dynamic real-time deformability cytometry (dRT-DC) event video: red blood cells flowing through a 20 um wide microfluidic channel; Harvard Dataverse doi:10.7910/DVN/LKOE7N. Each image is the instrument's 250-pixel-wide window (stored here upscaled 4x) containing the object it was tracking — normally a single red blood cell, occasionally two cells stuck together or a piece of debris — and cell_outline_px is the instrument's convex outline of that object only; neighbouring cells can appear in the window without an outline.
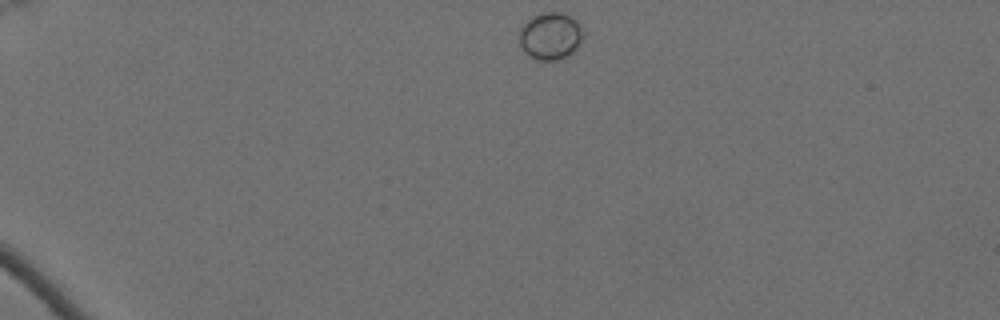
{"species": "Egyptian fruit bat (a non-hibernating species)", "species_latin": "Rousettus aegyptiacus", "temperature_condition": "cold", "stored_images_in_passage": 47, "camera_frame_rate_fps": 3000, "um_per_image_px": 0.085, "animal": {"sex": "female"}, "frame": {"image": 1, "passage_image": 1, "time_ms": 0.0, "image_size_px": [1000, 320], "cell_outline_px": [[584, 36], [580, 44], [568, 56], [560, 60], [536, 60], [524, 52], [520, 44], [520, 32], [524, 24], [532, 16], [540, 12], [564, 12], [576, 20]], "centroid_in_image_um": [46.79, 3.06], "position_along_channel_um": 38.2, "area_um2": 17.63}}
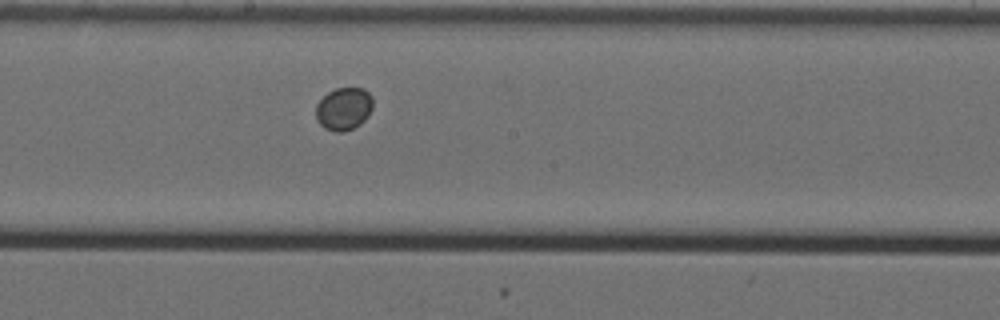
{"frame": {"image": 2, "passage_image": 23, "time_ms": 7.333, "image_size_px": [1000, 320], "cell_outline_px": [[372, 108], [368, 116], [360, 124], [344, 132], [336, 132], [324, 128], [316, 120], [316, 104], [328, 92], [336, 88], [364, 88], [372, 96]], "centroid_in_image_um": [29.21, 9.25], "position_along_channel_um": 219.0, "area_um2": 14.22}}
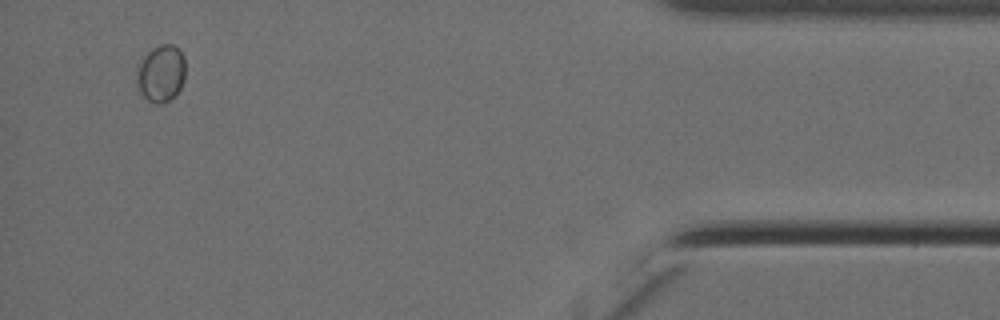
{"frame": {"image": 3, "passage_image": 45, "time_ms": 14.667, "image_size_px": [1000, 320], "cell_outline_px": [[184, 80], [180, 88], [164, 104], [156, 104], [148, 100], [140, 92], [136, 80], [136, 72], [144, 56], [152, 48], [160, 44], [172, 44], [180, 48], [184, 56]], "centroid_in_image_um": [13.69, 6.22], "position_along_channel_um": 421.5, "area_um2": 16.13}}